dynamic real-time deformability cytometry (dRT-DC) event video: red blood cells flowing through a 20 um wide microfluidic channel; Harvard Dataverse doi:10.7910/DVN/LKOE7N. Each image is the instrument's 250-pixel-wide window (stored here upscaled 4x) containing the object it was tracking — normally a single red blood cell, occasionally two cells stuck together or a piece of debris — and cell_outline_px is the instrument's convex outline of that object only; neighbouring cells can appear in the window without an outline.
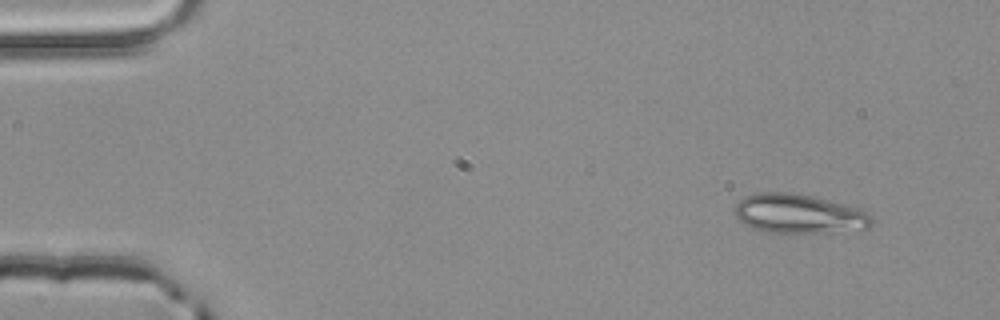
{"species": "common noctule bat (a hibernating species)", "species_latin": "Nyctalus noctula", "temperature_condition": "room temperature", "stored_images_in_passage": 3, "camera_frame_rate_fps": 3000, "um_per_image_px": 0.085, "animal": {"sex": "male", "body_mass_g": 20.4}, "frame": {"image": 1, "passage_image": 1, "time_ms": 0.0, "image_size_px": [1000, 320], "cell_outline_px": [[872, 224], [868, 228], [824, 232], [772, 232], [756, 228], [740, 220], [732, 212], [732, 208], [744, 196], [756, 192], [792, 192], [812, 196], [864, 208], [872, 216]], "centroid_in_image_um": [67.93, 18.13], "position_along_channel_um": 17.1, "area_um2": 31.33}}